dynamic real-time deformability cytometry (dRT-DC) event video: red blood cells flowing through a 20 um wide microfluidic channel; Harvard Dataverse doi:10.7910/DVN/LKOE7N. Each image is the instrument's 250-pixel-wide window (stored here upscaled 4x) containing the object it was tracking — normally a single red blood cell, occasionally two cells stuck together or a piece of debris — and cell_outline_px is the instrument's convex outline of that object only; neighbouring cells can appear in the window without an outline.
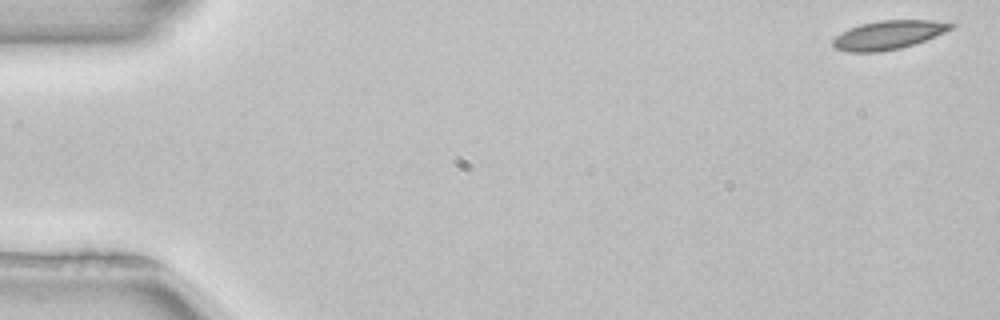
{"species": "common noctule bat (a hibernating species)", "species_latin": "Nyctalus noctula", "temperature_condition": "room temperature", "stored_images_in_passage": 52, "camera_frame_rate_fps": 3000, "um_per_image_px": 0.085, "animal": {"sex": "female", "body_mass_g": 22.7, "forearm_length_mm": 54.2}, "frame": {"image": 1, "passage_image": 1, "time_ms": 0.0, "image_size_px": [1000, 320], "cell_outline_px": [[956, 24], [952, 28], [944, 32], [924, 40], [900, 48], [880, 52], [848, 52], [836, 48], [832, 44], [832, 40], [840, 32], [848, 28], [860, 24], [880, 20], [932, 20]], "centroid_in_image_um": [75.46, 2.96], "position_along_channel_um": 9.5, "area_um2": 19.65}}
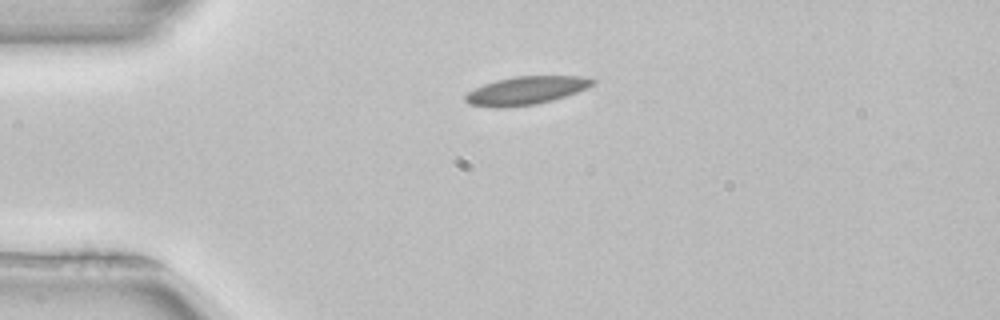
{"frame": {"image": 2, "passage_image": 12, "time_ms": 3.667, "image_size_px": [1000, 320], "cell_outline_px": [[596, 80], [592, 84], [576, 92], [552, 100], [536, 104], [496, 108], [468, 104], [464, 100], [464, 96], [468, 92], [484, 84], [496, 80], [516, 76], [580, 76]], "centroid_in_image_um": [44.65, 7.7], "position_along_channel_um": 40.4, "area_um2": 20.58}}
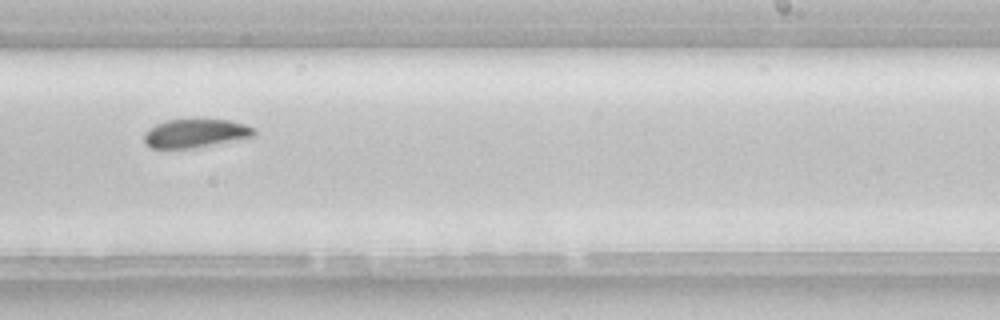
{"frame": {"image": 3, "passage_image": 32, "time_ms": 10.333, "image_size_px": [1000, 320], "cell_outline_px": [[256, 136], [192, 148], [152, 148], [144, 140], [144, 132], [148, 128], [156, 124], [168, 120], [228, 120], [244, 124], [256, 128]], "centroid_in_image_um": [16.63, 11.33], "position_along_channel_um": 272.4, "area_um2": 18.09}, "authors_computed_cell_mechanics": {"area_um2": 19.5075, "velocity_mm_per_s": 3.9297, "shape_relaxation_time_tau1_ms": 4.1354, "shape_relaxation_time_tau2_ms": 8.0203, "deformation_change_tau1": 0.1135, "deformation_change_tau2": 0.1201}}